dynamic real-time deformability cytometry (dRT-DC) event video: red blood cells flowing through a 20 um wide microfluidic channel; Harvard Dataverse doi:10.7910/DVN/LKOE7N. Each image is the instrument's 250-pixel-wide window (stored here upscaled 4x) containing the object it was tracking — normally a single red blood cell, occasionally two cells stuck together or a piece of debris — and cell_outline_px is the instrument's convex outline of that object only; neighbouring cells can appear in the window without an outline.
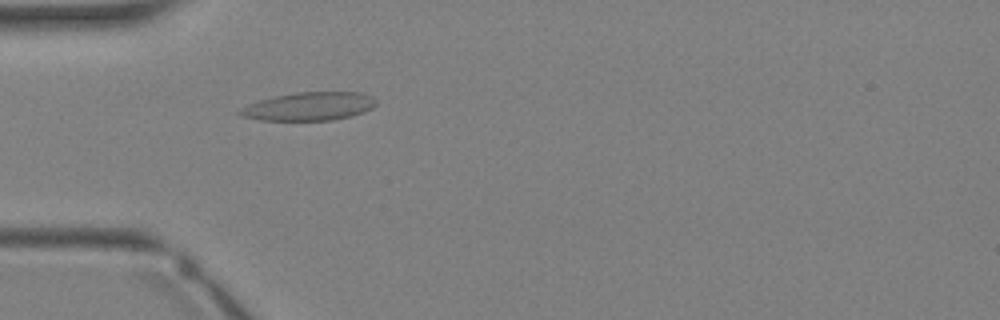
{"species": "Egyptian fruit bat (a non-hibernating species)", "species_latin": "Rousettus aegyptiacus", "temperature_condition": "warm", "stored_images_in_passage": 2, "camera_frame_rate_fps": 3000, "um_per_image_px": 0.085, "animal": {"sex": "female"}, "frame": {"image": 1, "passage_image": 2, "time_ms": 1.0, "image_size_px": [1000, 320], "cell_outline_px": [[376, 104], [372, 108], [364, 112], [352, 116], [332, 120], [260, 120], [240, 116], [236, 112], [248, 104], [260, 100], [276, 96], [296, 92], [360, 92], [372, 96], [376, 100]], "centroid_in_image_um": [26.28, 9.04], "position_along_channel_um": 58.7, "area_um2": 22.48}}